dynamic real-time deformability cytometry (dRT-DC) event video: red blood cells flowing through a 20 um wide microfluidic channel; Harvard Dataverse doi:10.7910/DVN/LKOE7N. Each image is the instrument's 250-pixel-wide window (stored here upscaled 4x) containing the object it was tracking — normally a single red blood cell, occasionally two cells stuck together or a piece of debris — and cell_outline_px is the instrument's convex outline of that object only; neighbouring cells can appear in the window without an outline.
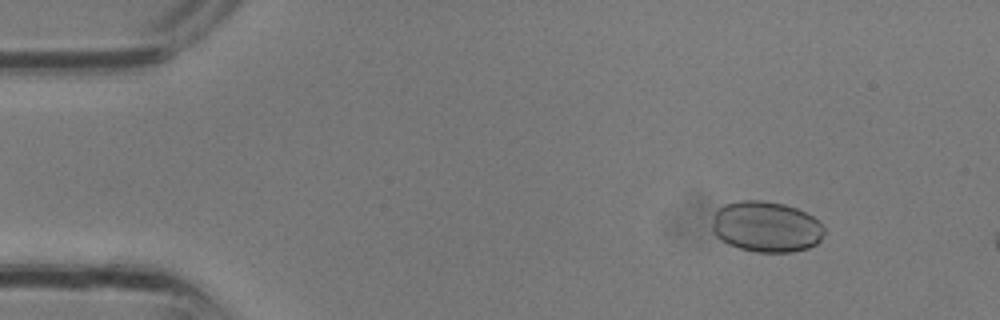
{"species": "common noctule bat (a hibernating species)", "species_latin": "Nyctalus noctula", "temperature_condition": "room temperature", "stored_images_in_passage": 9, "camera_frame_rate_fps": 3000, "um_per_image_px": 0.085, "animal": {"sex": "male", "body_mass_g": 13.3}, "frame": {"image": 1, "passage_image": 4, "time_ms": 1.0, "image_size_px": [1000, 320], "cell_outline_px": [[824, 232], [820, 240], [816, 244], [808, 248], [792, 252], [756, 252], [740, 248], [728, 244], [720, 240], [712, 232], [712, 224], [716, 208], [724, 204], [740, 200], [760, 200], [784, 204], [796, 208], [820, 220], [824, 228]], "centroid_in_image_um": [65.11, 19.27], "position_along_channel_um": 19.9, "area_um2": 33.47}}